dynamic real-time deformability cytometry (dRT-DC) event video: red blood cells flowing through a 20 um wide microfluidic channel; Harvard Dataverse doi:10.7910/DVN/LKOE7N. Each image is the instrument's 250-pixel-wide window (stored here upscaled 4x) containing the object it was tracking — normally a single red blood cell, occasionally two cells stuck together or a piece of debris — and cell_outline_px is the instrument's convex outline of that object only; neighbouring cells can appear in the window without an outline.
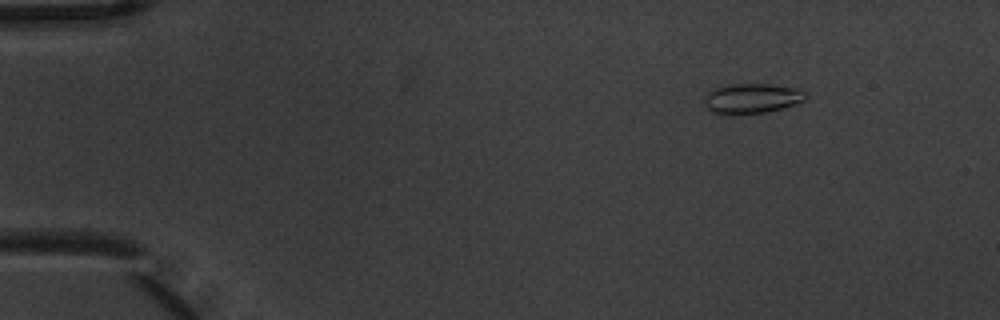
{"species": "common noctule bat (a hibernating species)", "species_latin": "Nyctalus noctula", "temperature_condition": "warm", "stored_images_in_passage": 6, "camera_frame_rate_fps": 3000, "um_per_image_px": 0.085, "animal": {"sex": "male", "body_mass_g": 20.1, "forearm_length_mm": 53.5}, "frame": {"image": 1, "passage_image": 1, "time_ms": 0.0, "image_size_px": [1000, 320], "cell_outline_px": [[808, 96], [804, 100], [780, 108], [764, 112], [712, 112], [704, 104], [704, 96], [708, 92], [716, 88], [728, 84], [772, 84], [800, 88]], "centroid_in_image_um": [63.93, 8.31], "position_along_channel_um": 21.1, "area_um2": 17.11}}
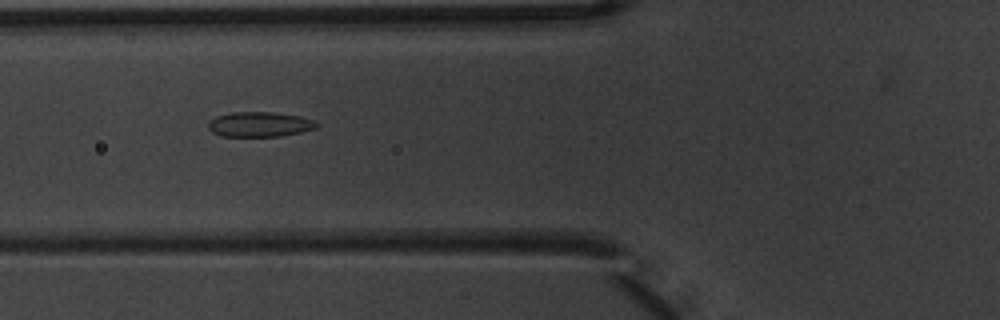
{"frame": {"image": 2, "passage_image": 5, "time_ms": 1.333, "image_size_px": [1000, 320], "cell_outline_px": [[320, 124], [316, 128], [300, 132], [280, 136], [220, 136], [212, 132], [208, 128], [208, 124], [216, 116], [232, 112], [272, 112], [300, 116], [316, 120]], "centroid_in_image_um": [22.1, 10.56], "position_along_channel_um": 103.7, "area_um2": 15.78}}
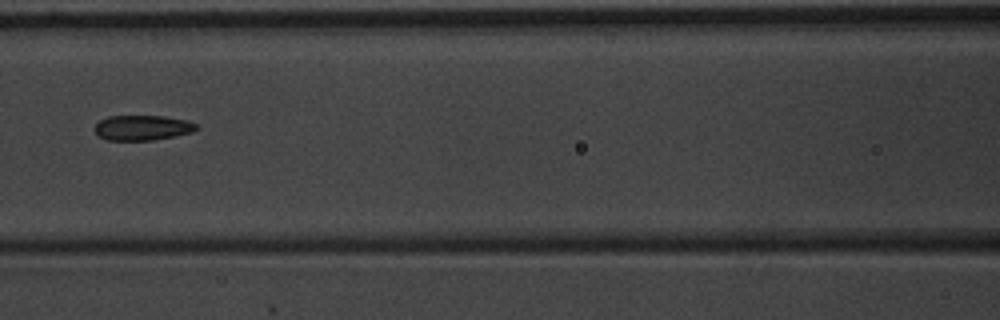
{"frame": {"image": 3, "passage_image": 6, "time_ms": 1.667, "image_size_px": [1000, 320], "cell_outline_px": [[200, 128], [192, 132], [152, 140], [108, 140], [96, 136], [92, 128], [100, 120], [108, 116], [164, 116], [188, 120], [196, 124]], "centroid_in_image_um": [12.06, 10.85], "position_along_channel_um": 154.5, "area_um2": 15.03}}